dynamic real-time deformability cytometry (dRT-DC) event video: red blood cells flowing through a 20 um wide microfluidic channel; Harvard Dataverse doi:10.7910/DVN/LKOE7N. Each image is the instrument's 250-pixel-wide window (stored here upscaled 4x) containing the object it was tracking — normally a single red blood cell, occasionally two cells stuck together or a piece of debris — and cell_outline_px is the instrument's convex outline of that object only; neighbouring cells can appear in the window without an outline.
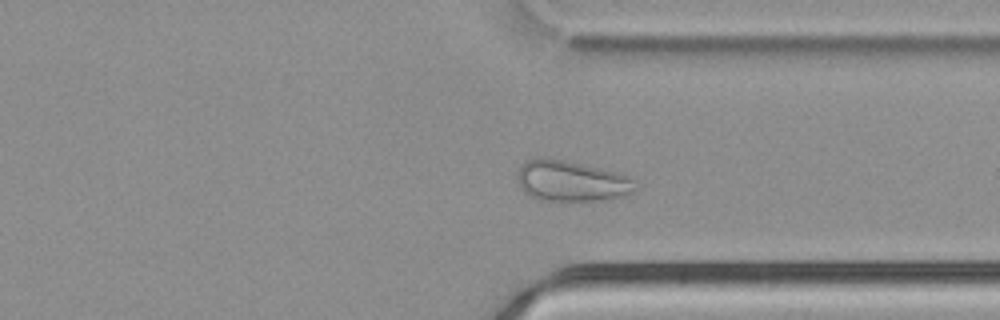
{"species": "common noctule bat (a hibernating species)", "species_latin": "Nyctalus noctula", "temperature_condition": "cold", "stored_images_in_passage": 48, "camera_frame_rate_fps": 3000, "um_per_image_px": 0.085, "animal": {"sex": "male", "body_mass_g": 21.5, "forearm_length_mm": 52.0}, "frame": {"image": 1, "passage_image": 35, "time_ms": 11.333, "image_size_px": [1000, 320], "cell_outline_px": [[640, 188], [624, 196], [604, 200], [540, 200], [528, 196], [524, 192], [520, 184], [520, 168], [524, 160], [536, 156], [544, 156], [564, 160], [600, 168], [632, 176], [640, 184]], "centroid_in_image_um": [48.64, 15.37], "position_along_channel_um": 362.8, "area_um2": 28.38}}
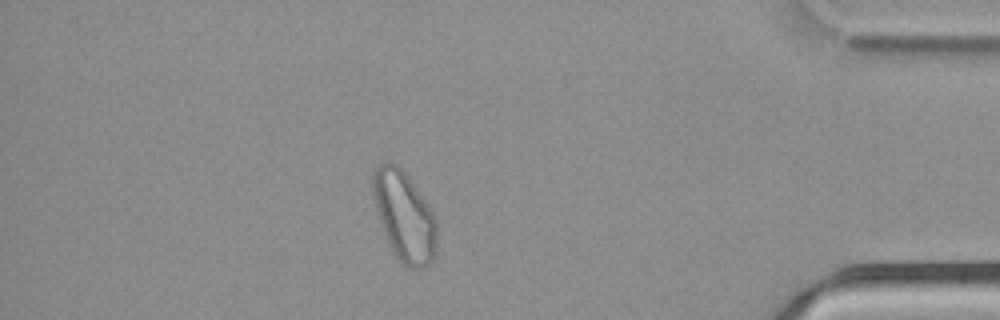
{"frame": {"image": 2, "passage_image": 41, "time_ms": 13.333, "image_size_px": [1000, 320], "cell_outline_px": [[436, 252], [432, 264], [428, 268], [408, 268], [392, 252], [384, 232], [372, 196], [372, 172], [384, 160], [388, 160], [400, 164], [432, 212], [436, 220]], "centroid_in_image_um": [34.35, 18.37], "position_along_channel_um": 400.8, "area_um2": 33.7}}